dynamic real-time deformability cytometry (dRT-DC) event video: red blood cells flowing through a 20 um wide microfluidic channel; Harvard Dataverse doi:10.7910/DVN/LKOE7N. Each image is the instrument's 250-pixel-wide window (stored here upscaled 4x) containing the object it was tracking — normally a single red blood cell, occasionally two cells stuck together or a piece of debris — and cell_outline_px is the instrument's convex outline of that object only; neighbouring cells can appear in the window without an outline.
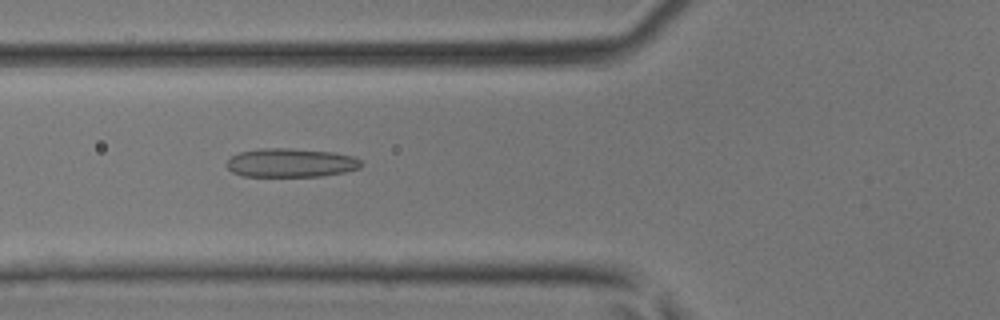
{"species": "common noctule bat (a hibernating species)", "species_latin": "Nyctalus noctula", "temperature_condition": "room temperature", "stored_images_in_passage": 26, "camera_frame_rate_fps": 3000, "um_per_image_px": 0.085, "animal": {"sex": "male", "body_mass_g": 17.9, "forearm_length_mm": 54.2}, "frame": {"image": 1, "passage_image": 7, "time_ms": 2.0, "image_size_px": [1000, 320], "cell_outline_px": [[364, 164], [360, 168], [344, 172], [320, 176], [244, 176], [232, 172], [224, 164], [232, 156], [240, 152], [260, 148], [292, 148], [332, 152], [352, 156], [360, 160]], "centroid_in_image_um": [24.71, 13.83], "position_along_channel_um": 101.1, "area_um2": 22.6}}
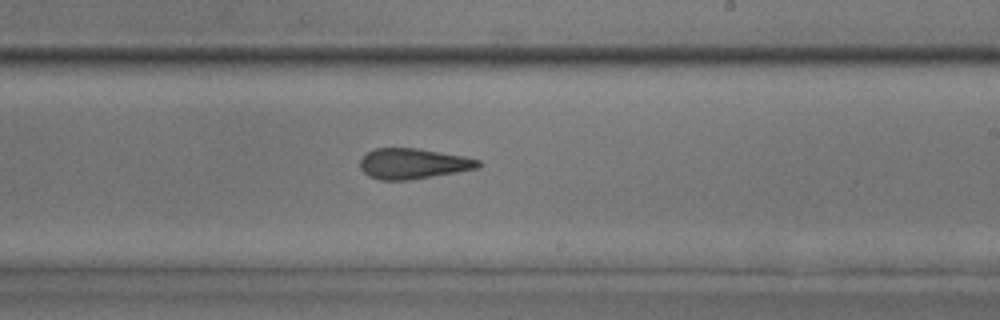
{"frame": {"image": 2, "passage_image": 17, "time_ms": 5.333, "image_size_px": [1000, 320], "cell_outline_px": [[480, 168], [408, 180], [380, 180], [368, 176], [360, 168], [360, 160], [368, 152], [376, 148], [416, 148], [464, 156], [480, 160]], "centroid_in_image_um": [35.11, 13.91], "position_along_channel_um": 253.9, "area_um2": 20.87}}
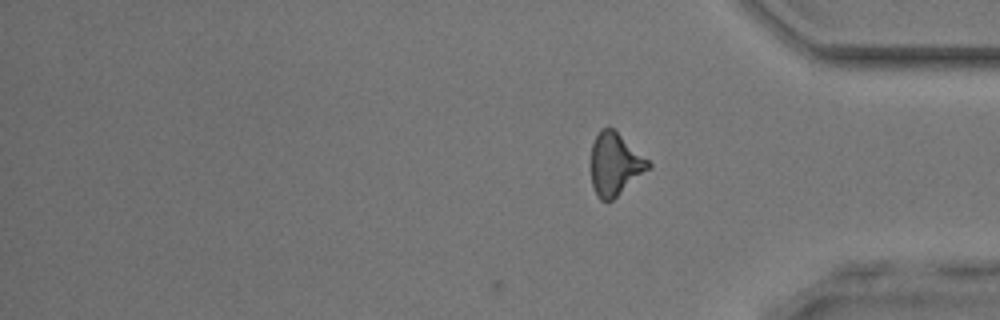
{"frame": {"image": 3, "passage_image": 26, "time_ms": 8.333, "image_size_px": [1000, 320], "cell_outline_px": [[652, 168], [612, 200], [600, 200], [592, 184], [592, 144], [600, 128], [608, 124], [648, 160], [652, 164]], "centroid_in_image_um": [52.3, 13.94], "position_along_channel_um": 382.9, "area_um2": 20.75}}